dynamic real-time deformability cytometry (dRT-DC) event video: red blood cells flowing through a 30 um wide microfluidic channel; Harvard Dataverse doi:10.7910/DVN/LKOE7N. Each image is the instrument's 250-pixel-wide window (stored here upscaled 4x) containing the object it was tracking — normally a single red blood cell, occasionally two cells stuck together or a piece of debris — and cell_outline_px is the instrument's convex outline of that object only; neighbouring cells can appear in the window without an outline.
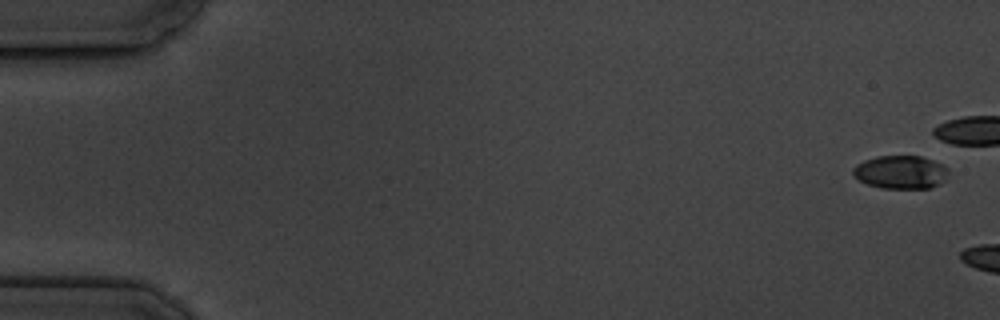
{"species": "common noctule bat (a hibernating species)", "species_latin": "Nyctalus noctula", "temperature_condition": "cold", "stored_images_in_passage": 7, "camera_frame_rate_fps": 3000, "um_per_image_px": 0.085, "animal": {"sex": "male", "body_mass_g": 19.5, "forearm_length_mm": 54.6}, "frame": {"image": 1, "passage_image": 1, "time_ms": 0.0, "image_size_px": [1000, 320], "cell_outline_px": [[948, 172], [944, 180], [940, 184], [932, 188], [880, 188], [868, 184], [860, 180], [852, 172], [852, 168], [856, 164], [864, 160], [876, 156], [920, 156], [944, 164], [948, 168]], "centroid_in_image_um": [76.57, 14.63], "position_along_channel_um": 8.4, "area_um2": 18.55}}